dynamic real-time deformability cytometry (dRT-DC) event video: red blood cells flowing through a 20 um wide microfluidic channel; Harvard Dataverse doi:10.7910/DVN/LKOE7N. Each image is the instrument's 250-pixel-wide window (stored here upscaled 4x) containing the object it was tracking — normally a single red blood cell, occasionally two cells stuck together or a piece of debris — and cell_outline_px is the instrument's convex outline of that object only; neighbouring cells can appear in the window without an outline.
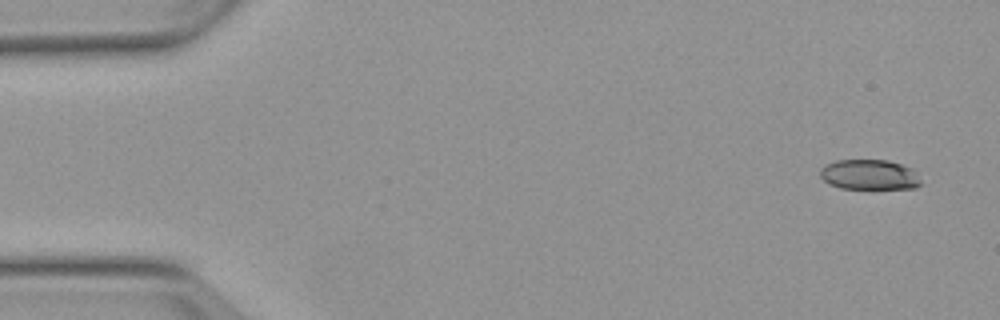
{"species": "Egyptian fruit bat (a non-hibernating species)", "species_latin": "Rousettus aegyptiacus", "temperature_condition": "warm", "stored_images_in_passage": 4, "camera_frame_rate_fps": 3000, "um_per_image_px": 0.085, "animal": {"sex": "female"}, "frame": {"image": 1, "passage_image": 1, "time_ms": 0.0, "image_size_px": [1000, 320], "cell_outline_px": [[924, 184], [916, 188], [840, 188], [828, 184], [820, 176], [820, 168], [824, 164], [836, 160], [888, 160], [912, 168]], "centroid_in_image_um": [73.89, 14.84], "position_along_channel_um": 11.1, "area_um2": 17.86}}
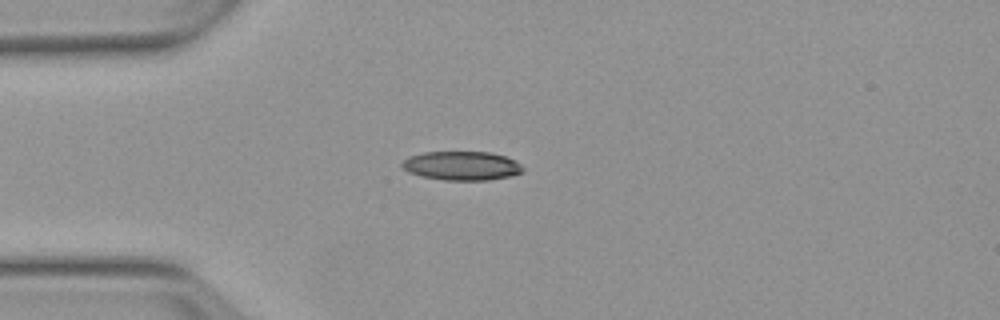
{"frame": {"image": 2, "passage_image": 4, "time_ms": 3.667, "image_size_px": [1000, 320], "cell_outline_px": [[524, 172], [512, 176], [488, 180], [444, 180], [420, 176], [408, 172], [400, 164], [408, 156], [424, 152], [492, 152], [516, 160], [524, 168]], "centroid_in_image_um": [39.27, 14.09], "position_along_channel_um": 45.7, "area_um2": 20.58}}